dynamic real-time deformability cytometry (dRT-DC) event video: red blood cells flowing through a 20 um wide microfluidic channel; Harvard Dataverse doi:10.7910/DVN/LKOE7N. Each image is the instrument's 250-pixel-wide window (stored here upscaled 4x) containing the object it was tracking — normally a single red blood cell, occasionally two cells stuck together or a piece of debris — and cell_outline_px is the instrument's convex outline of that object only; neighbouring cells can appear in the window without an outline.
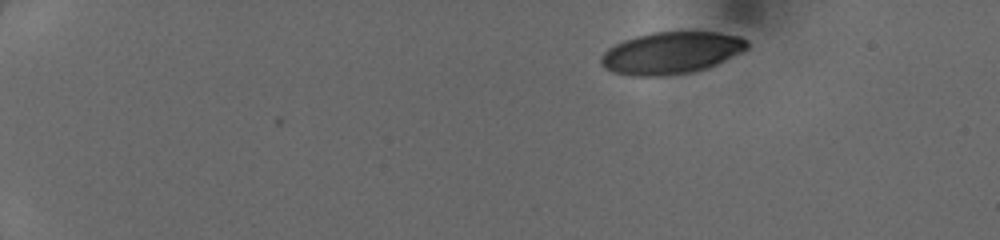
{"species": "human", "species_latin": "Homo sapiens", "temperature_condition": "cold", "stored_images_in_passage": 42, "camera_frame_rate_fps": 3000, "um_per_image_px": 0.085, "donor": {"sex": "female"}, "frame": {"image": 1, "passage_image": 1, "time_ms": 0.0, "image_size_px": [1000, 240], "cell_outline_px": [[748, 48], [708, 68], [692, 72], [664, 76], [632, 76], [612, 72], [604, 68], [600, 64], [600, 56], [608, 48], [624, 40], [636, 36], [652, 32], [716, 32], [740, 36], [748, 40]], "centroid_in_image_um": [57.02, 4.5], "position_along_channel_um": 28.0, "area_um2": 35.84}}
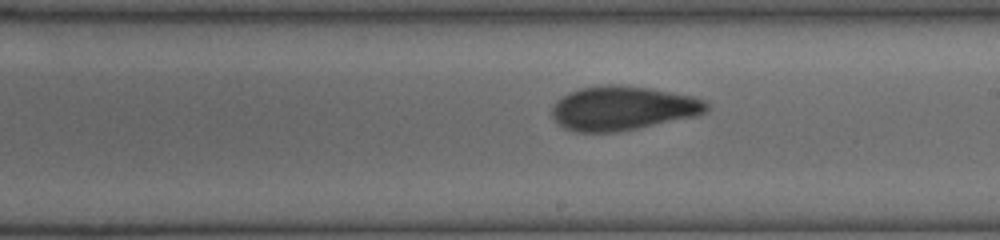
{"frame": {"image": 2, "passage_image": 24, "time_ms": 7.667, "image_size_px": [1000, 240], "cell_outline_px": [[708, 112], [696, 116], [616, 132], [576, 132], [564, 128], [552, 116], [552, 108], [556, 100], [568, 92], [580, 88], [608, 84], [620, 84], [648, 88], [692, 96], [704, 100], [708, 104]], "centroid_in_image_um": [52.92, 9.19], "position_along_channel_um": 236.1, "area_um2": 39.65}}
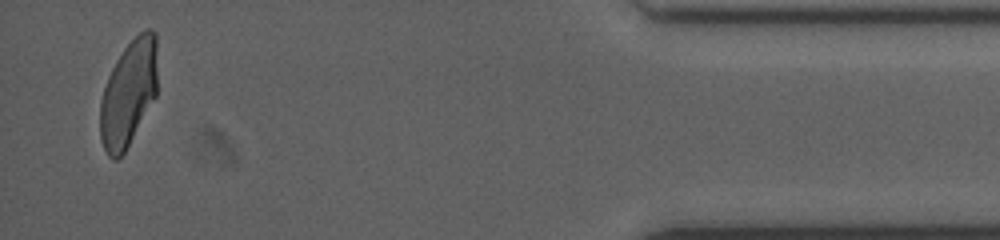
{"frame": {"image": 3, "passage_image": 41, "time_ms": 13.333, "image_size_px": [1000, 240], "cell_outline_px": [[156, 96], [124, 152], [116, 160], [112, 160], [108, 156], [100, 140], [100, 100], [108, 76], [116, 60], [124, 48], [144, 28], [152, 28], [156, 32]], "centroid_in_image_um": [10.91, 7.92], "position_along_channel_um": 424.3, "area_um2": 35.32}}